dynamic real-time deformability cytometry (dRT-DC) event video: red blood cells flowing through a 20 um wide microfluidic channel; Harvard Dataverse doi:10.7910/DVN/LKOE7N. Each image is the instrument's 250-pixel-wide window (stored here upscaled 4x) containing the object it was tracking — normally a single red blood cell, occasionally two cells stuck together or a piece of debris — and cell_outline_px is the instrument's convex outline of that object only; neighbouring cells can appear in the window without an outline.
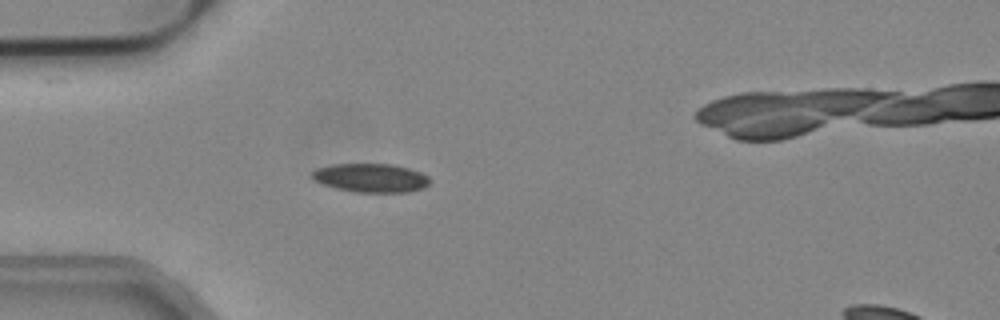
{"species": "common noctule bat (a hibernating species)", "species_latin": "Nyctalus noctula", "temperature_condition": "cold", "stored_images_in_passage": 44, "camera_frame_rate_fps": 3000, "um_per_image_px": 0.085, "animal": {"sex": "male", "body_mass_g": 19.2, "forearm_length_mm": 51.8}, "frame": {"image": 1, "passage_image": 5, "time_ms": 1.333, "image_size_px": [1000, 320], "cell_outline_px": [[432, 180], [424, 188], [408, 192], [356, 192], [336, 188], [324, 184], [316, 180], [312, 176], [312, 172], [316, 168], [332, 164], [392, 164], [408, 168], [420, 172], [428, 176]], "centroid_in_image_um": [31.56, 15.12], "position_along_channel_um": 53.4, "area_um2": 19.65}}
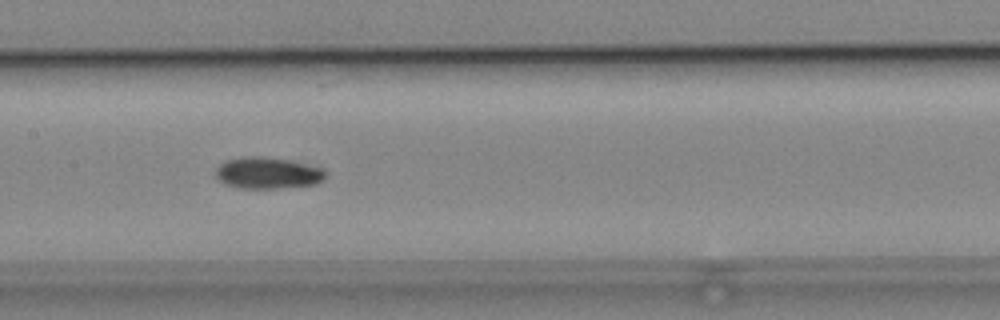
{"frame": {"image": 2, "passage_image": 16, "time_ms": 5.0, "image_size_px": [1000, 320], "cell_outline_px": [[324, 176], [316, 184], [280, 188], [240, 188], [224, 184], [216, 180], [216, 168], [224, 160], [248, 156], [264, 156], [288, 160], [320, 168], [324, 172]], "centroid_in_image_um": [22.65, 14.7], "position_along_channel_um": 184.7, "area_um2": 20.0}}
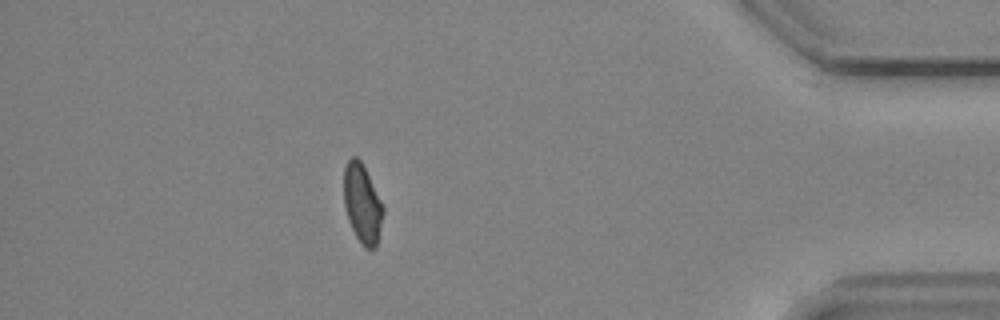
{"frame": {"image": 3, "passage_image": 37, "time_ms": 12.0, "image_size_px": [1000, 320], "cell_outline_px": [[384, 212], [376, 248], [364, 248], [356, 236], [348, 220], [344, 204], [344, 168], [348, 160], [352, 156], [356, 156], [360, 160], [384, 208]], "centroid_in_image_um": [30.78, 17.33], "position_along_channel_um": 404.4, "area_um2": 17.8}}